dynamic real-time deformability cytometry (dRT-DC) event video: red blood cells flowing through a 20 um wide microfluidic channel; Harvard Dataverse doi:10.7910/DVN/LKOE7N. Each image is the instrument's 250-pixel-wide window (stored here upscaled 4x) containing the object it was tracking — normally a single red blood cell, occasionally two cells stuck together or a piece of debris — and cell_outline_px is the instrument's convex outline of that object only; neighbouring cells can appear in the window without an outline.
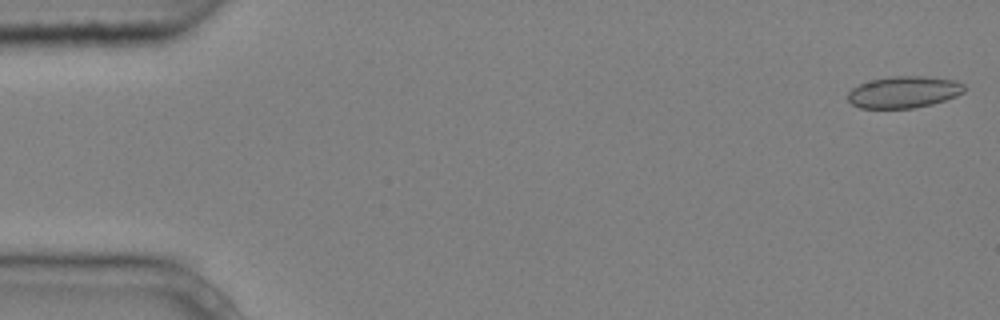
{"species": "common noctule bat (a hibernating species)", "species_latin": "Nyctalus noctula", "temperature_condition": "cold", "stored_images_in_passage": 4, "camera_frame_rate_fps": 3000, "um_per_image_px": 0.085, "animal": {"sex": "male", "body_mass_g": 20.4}, "frame": {"image": 1, "passage_image": 1, "time_ms": 0.0, "image_size_px": [1000, 320], "cell_outline_px": [[964, 92], [956, 96], [932, 104], [912, 108], [860, 108], [852, 104], [848, 100], [848, 92], [852, 88], [860, 84], [872, 80], [892, 76], [920, 76], [956, 80], [964, 84]], "centroid_in_image_um": [76.82, 7.83], "position_along_channel_um": 8.2, "area_um2": 21.39}}